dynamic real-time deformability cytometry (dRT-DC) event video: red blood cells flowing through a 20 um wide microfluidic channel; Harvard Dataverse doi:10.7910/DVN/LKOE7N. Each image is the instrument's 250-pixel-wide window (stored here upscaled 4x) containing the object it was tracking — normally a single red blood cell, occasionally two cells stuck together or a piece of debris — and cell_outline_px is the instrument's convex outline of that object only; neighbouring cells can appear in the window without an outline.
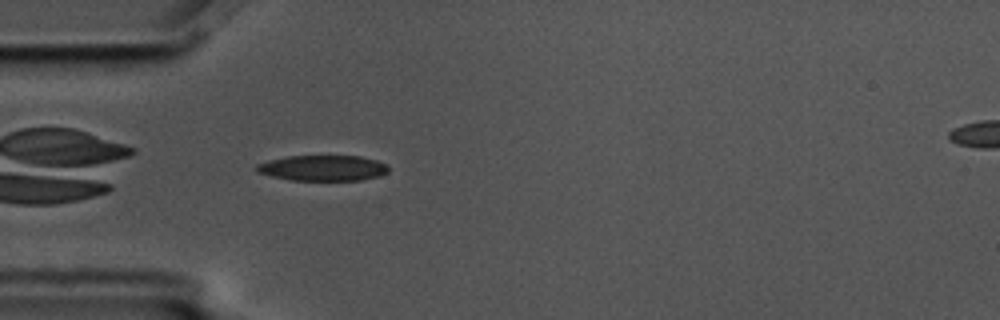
{"species": "common noctule bat (a hibernating species)", "species_latin": "Nyctalus noctula", "temperature_condition": "cold", "stored_images_in_passage": 7, "segment_of_instrument_passage": [1, 2], "camera_frame_rate_fps": 3000, "um_per_image_px": 0.085, "animal": {"sex": "male", "body_mass_g": 17.5, "forearm_length_mm": 52.3}, "frame": {"image": 1, "passage_image": 6, "time_ms": 1.667, "image_size_px": [1000, 320], "cell_outline_px": [[388, 172], [380, 176], [360, 180], [292, 180], [272, 176], [256, 172], [256, 164], [268, 160], [288, 156], [360, 156], [376, 160], [388, 164]], "centroid_in_image_um": [27.45, 14.28], "position_along_channel_um": 57.5, "area_um2": 19.71}}